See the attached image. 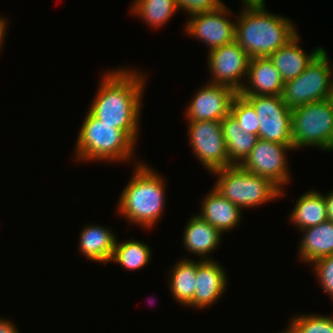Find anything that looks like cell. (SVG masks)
I'll return each mask as SVG.
<instances>
[{
  "label": "cell",
  "instance_id": "7c38bea8",
  "mask_svg": "<svg viewBox=\"0 0 333 333\" xmlns=\"http://www.w3.org/2000/svg\"><path fill=\"white\" fill-rule=\"evenodd\" d=\"M207 54V68L212 77L208 83L227 85L239 92L245 83L250 60L246 52L233 41Z\"/></svg>",
  "mask_w": 333,
  "mask_h": 333
},
{
  "label": "cell",
  "instance_id": "83f0119b",
  "mask_svg": "<svg viewBox=\"0 0 333 333\" xmlns=\"http://www.w3.org/2000/svg\"><path fill=\"white\" fill-rule=\"evenodd\" d=\"M311 271L316 276L315 278L318 280L325 295L328 294V297L333 300V254L313 262Z\"/></svg>",
  "mask_w": 333,
  "mask_h": 333
},
{
  "label": "cell",
  "instance_id": "cb8c5ba5",
  "mask_svg": "<svg viewBox=\"0 0 333 333\" xmlns=\"http://www.w3.org/2000/svg\"><path fill=\"white\" fill-rule=\"evenodd\" d=\"M131 14L143 20L151 29L164 27L176 14L178 6L175 0H132ZM133 4V5H132Z\"/></svg>",
  "mask_w": 333,
  "mask_h": 333
},
{
  "label": "cell",
  "instance_id": "5bb4252c",
  "mask_svg": "<svg viewBox=\"0 0 333 333\" xmlns=\"http://www.w3.org/2000/svg\"><path fill=\"white\" fill-rule=\"evenodd\" d=\"M225 270L216 259L197 260L196 289L186 308L203 310L217 304L227 291L228 275Z\"/></svg>",
  "mask_w": 333,
  "mask_h": 333
},
{
  "label": "cell",
  "instance_id": "30bf717a",
  "mask_svg": "<svg viewBox=\"0 0 333 333\" xmlns=\"http://www.w3.org/2000/svg\"><path fill=\"white\" fill-rule=\"evenodd\" d=\"M254 107L259 118V139L293 144L292 110L279 96H243Z\"/></svg>",
  "mask_w": 333,
  "mask_h": 333
},
{
  "label": "cell",
  "instance_id": "e0dca14e",
  "mask_svg": "<svg viewBox=\"0 0 333 333\" xmlns=\"http://www.w3.org/2000/svg\"><path fill=\"white\" fill-rule=\"evenodd\" d=\"M200 204V212L196 214L222 234L234 230L241 224L243 210L224 198L213 187Z\"/></svg>",
  "mask_w": 333,
  "mask_h": 333
},
{
  "label": "cell",
  "instance_id": "8fae6325",
  "mask_svg": "<svg viewBox=\"0 0 333 333\" xmlns=\"http://www.w3.org/2000/svg\"><path fill=\"white\" fill-rule=\"evenodd\" d=\"M231 14L232 11L223 4L216 10L191 15L183 25L185 34L207 45L208 52L232 43L235 41L236 21L231 19Z\"/></svg>",
  "mask_w": 333,
  "mask_h": 333
},
{
  "label": "cell",
  "instance_id": "7402d4cb",
  "mask_svg": "<svg viewBox=\"0 0 333 333\" xmlns=\"http://www.w3.org/2000/svg\"><path fill=\"white\" fill-rule=\"evenodd\" d=\"M221 127L229 162L232 165H241L250 155L258 136L242 131L231 113L221 120Z\"/></svg>",
  "mask_w": 333,
  "mask_h": 333
},
{
  "label": "cell",
  "instance_id": "f1b7e54d",
  "mask_svg": "<svg viewBox=\"0 0 333 333\" xmlns=\"http://www.w3.org/2000/svg\"><path fill=\"white\" fill-rule=\"evenodd\" d=\"M179 11H184L187 16L198 13L210 12L223 5L222 0H175Z\"/></svg>",
  "mask_w": 333,
  "mask_h": 333
},
{
  "label": "cell",
  "instance_id": "52a82bcc",
  "mask_svg": "<svg viewBox=\"0 0 333 333\" xmlns=\"http://www.w3.org/2000/svg\"><path fill=\"white\" fill-rule=\"evenodd\" d=\"M325 48L295 79L284 82L282 98L291 110L328 99L333 87V63Z\"/></svg>",
  "mask_w": 333,
  "mask_h": 333
},
{
  "label": "cell",
  "instance_id": "f546056e",
  "mask_svg": "<svg viewBox=\"0 0 333 333\" xmlns=\"http://www.w3.org/2000/svg\"><path fill=\"white\" fill-rule=\"evenodd\" d=\"M13 320L0 317V333H21Z\"/></svg>",
  "mask_w": 333,
  "mask_h": 333
},
{
  "label": "cell",
  "instance_id": "9a60e30c",
  "mask_svg": "<svg viewBox=\"0 0 333 333\" xmlns=\"http://www.w3.org/2000/svg\"><path fill=\"white\" fill-rule=\"evenodd\" d=\"M284 81L280 72L269 57L251 58L243 87L238 92L242 96L282 95Z\"/></svg>",
  "mask_w": 333,
  "mask_h": 333
},
{
  "label": "cell",
  "instance_id": "ffe728a7",
  "mask_svg": "<svg viewBox=\"0 0 333 333\" xmlns=\"http://www.w3.org/2000/svg\"><path fill=\"white\" fill-rule=\"evenodd\" d=\"M303 234L298 246V259L310 265L318 259L333 254V222L325 221L319 225L301 230Z\"/></svg>",
  "mask_w": 333,
  "mask_h": 333
},
{
  "label": "cell",
  "instance_id": "1f68e13d",
  "mask_svg": "<svg viewBox=\"0 0 333 333\" xmlns=\"http://www.w3.org/2000/svg\"><path fill=\"white\" fill-rule=\"evenodd\" d=\"M8 25V18L6 19L4 16L2 17V15H0V51L5 43L4 38H6L7 29H9Z\"/></svg>",
  "mask_w": 333,
  "mask_h": 333
},
{
  "label": "cell",
  "instance_id": "6da1fadb",
  "mask_svg": "<svg viewBox=\"0 0 333 333\" xmlns=\"http://www.w3.org/2000/svg\"><path fill=\"white\" fill-rule=\"evenodd\" d=\"M130 67L118 66L102 73L88 111L104 123L123 130L137 144L141 136L142 98L149 75Z\"/></svg>",
  "mask_w": 333,
  "mask_h": 333
},
{
  "label": "cell",
  "instance_id": "277c9868",
  "mask_svg": "<svg viewBox=\"0 0 333 333\" xmlns=\"http://www.w3.org/2000/svg\"><path fill=\"white\" fill-rule=\"evenodd\" d=\"M78 131L73 160L79 163L106 162L137 165L136 143L123 131L94 117L88 110ZM136 146V147H135ZM136 160V161H135Z\"/></svg>",
  "mask_w": 333,
  "mask_h": 333
},
{
  "label": "cell",
  "instance_id": "4fadbf2b",
  "mask_svg": "<svg viewBox=\"0 0 333 333\" xmlns=\"http://www.w3.org/2000/svg\"><path fill=\"white\" fill-rule=\"evenodd\" d=\"M237 94L230 86L207 83L194 93L183 116L186 121H221L230 113Z\"/></svg>",
  "mask_w": 333,
  "mask_h": 333
},
{
  "label": "cell",
  "instance_id": "4316f807",
  "mask_svg": "<svg viewBox=\"0 0 333 333\" xmlns=\"http://www.w3.org/2000/svg\"><path fill=\"white\" fill-rule=\"evenodd\" d=\"M230 113L235 117L244 132L259 138V118L253 105L239 93L233 99Z\"/></svg>",
  "mask_w": 333,
  "mask_h": 333
},
{
  "label": "cell",
  "instance_id": "603a6c76",
  "mask_svg": "<svg viewBox=\"0 0 333 333\" xmlns=\"http://www.w3.org/2000/svg\"><path fill=\"white\" fill-rule=\"evenodd\" d=\"M169 273V292L174 300L184 307L187 306L194 297L196 289L197 261L182 257L171 267Z\"/></svg>",
  "mask_w": 333,
  "mask_h": 333
},
{
  "label": "cell",
  "instance_id": "ac0fdd59",
  "mask_svg": "<svg viewBox=\"0 0 333 333\" xmlns=\"http://www.w3.org/2000/svg\"><path fill=\"white\" fill-rule=\"evenodd\" d=\"M113 228L99 224L83 226L79 233L78 250L89 261L107 265L112 257L117 236Z\"/></svg>",
  "mask_w": 333,
  "mask_h": 333
},
{
  "label": "cell",
  "instance_id": "44dd1931",
  "mask_svg": "<svg viewBox=\"0 0 333 333\" xmlns=\"http://www.w3.org/2000/svg\"><path fill=\"white\" fill-rule=\"evenodd\" d=\"M289 215V222L299 232L327 221V209L323 193L314 189L303 193L296 200Z\"/></svg>",
  "mask_w": 333,
  "mask_h": 333
},
{
  "label": "cell",
  "instance_id": "3957f363",
  "mask_svg": "<svg viewBox=\"0 0 333 333\" xmlns=\"http://www.w3.org/2000/svg\"><path fill=\"white\" fill-rule=\"evenodd\" d=\"M267 6H244L234 16L235 41L248 57H268L299 32L290 18L268 12Z\"/></svg>",
  "mask_w": 333,
  "mask_h": 333
},
{
  "label": "cell",
  "instance_id": "5b68a950",
  "mask_svg": "<svg viewBox=\"0 0 333 333\" xmlns=\"http://www.w3.org/2000/svg\"><path fill=\"white\" fill-rule=\"evenodd\" d=\"M210 174L217 179L213 188L241 210L281 199V190L268 178L250 173L241 165L227 166Z\"/></svg>",
  "mask_w": 333,
  "mask_h": 333
},
{
  "label": "cell",
  "instance_id": "7a4b0ae2",
  "mask_svg": "<svg viewBox=\"0 0 333 333\" xmlns=\"http://www.w3.org/2000/svg\"><path fill=\"white\" fill-rule=\"evenodd\" d=\"M132 177L119 195L117 213L127 225L150 230L160 221L166 207V179L142 161L134 165Z\"/></svg>",
  "mask_w": 333,
  "mask_h": 333
},
{
  "label": "cell",
  "instance_id": "2e32d148",
  "mask_svg": "<svg viewBox=\"0 0 333 333\" xmlns=\"http://www.w3.org/2000/svg\"><path fill=\"white\" fill-rule=\"evenodd\" d=\"M182 237L183 246L187 252L199 256L200 260L201 258L213 260L210 255L219 248L223 235L198 214H194L187 221Z\"/></svg>",
  "mask_w": 333,
  "mask_h": 333
},
{
  "label": "cell",
  "instance_id": "9c48e42d",
  "mask_svg": "<svg viewBox=\"0 0 333 333\" xmlns=\"http://www.w3.org/2000/svg\"><path fill=\"white\" fill-rule=\"evenodd\" d=\"M189 146L208 172L231 166L221 121H186Z\"/></svg>",
  "mask_w": 333,
  "mask_h": 333
},
{
  "label": "cell",
  "instance_id": "d6986e66",
  "mask_svg": "<svg viewBox=\"0 0 333 333\" xmlns=\"http://www.w3.org/2000/svg\"><path fill=\"white\" fill-rule=\"evenodd\" d=\"M300 41V35L297 34L285 46L280 47L268 56L280 72L284 82L295 79L300 75L324 49L318 46L307 53L300 46Z\"/></svg>",
  "mask_w": 333,
  "mask_h": 333
},
{
  "label": "cell",
  "instance_id": "d4e9b609",
  "mask_svg": "<svg viewBox=\"0 0 333 333\" xmlns=\"http://www.w3.org/2000/svg\"><path fill=\"white\" fill-rule=\"evenodd\" d=\"M151 247L140 240H124L115 243L114 251L109 262L119 264L122 268L128 271L141 270L152 259L153 251ZM152 251V252H151Z\"/></svg>",
  "mask_w": 333,
  "mask_h": 333
},
{
  "label": "cell",
  "instance_id": "4dcf8cb0",
  "mask_svg": "<svg viewBox=\"0 0 333 333\" xmlns=\"http://www.w3.org/2000/svg\"><path fill=\"white\" fill-rule=\"evenodd\" d=\"M327 209V219L333 222V189L328 194H323Z\"/></svg>",
  "mask_w": 333,
  "mask_h": 333
},
{
  "label": "cell",
  "instance_id": "484cf974",
  "mask_svg": "<svg viewBox=\"0 0 333 333\" xmlns=\"http://www.w3.org/2000/svg\"><path fill=\"white\" fill-rule=\"evenodd\" d=\"M297 315V316H296ZM288 322L286 333H333V315L296 314Z\"/></svg>",
  "mask_w": 333,
  "mask_h": 333
},
{
  "label": "cell",
  "instance_id": "836d02e7",
  "mask_svg": "<svg viewBox=\"0 0 333 333\" xmlns=\"http://www.w3.org/2000/svg\"><path fill=\"white\" fill-rule=\"evenodd\" d=\"M152 299V298H151ZM154 299V298H153ZM153 299L152 300H149V298H148V300H149V302L148 303H151L152 304V302H153V304H154V301H153Z\"/></svg>",
  "mask_w": 333,
  "mask_h": 333
},
{
  "label": "cell",
  "instance_id": "d6a6232c",
  "mask_svg": "<svg viewBox=\"0 0 333 333\" xmlns=\"http://www.w3.org/2000/svg\"><path fill=\"white\" fill-rule=\"evenodd\" d=\"M328 100L330 101V103L332 105V108H333V87H332V90L329 93Z\"/></svg>",
  "mask_w": 333,
  "mask_h": 333
},
{
  "label": "cell",
  "instance_id": "8992f818",
  "mask_svg": "<svg viewBox=\"0 0 333 333\" xmlns=\"http://www.w3.org/2000/svg\"><path fill=\"white\" fill-rule=\"evenodd\" d=\"M293 149L333 152V108L328 99L292 109Z\"/></svg>",
  "mask_w": 333,
  "mask_h": 333
},
{
  "label": "cell",
  "instance_id": "ba28073f",
  "mask_svg": "<svg viewBox=\"0 0 333 333\" xmlns=\"http://www.w3.org/2000/svg\"><path fill=\"white\" fill-rule=\"evenodd\" d=\"M293 150V144L258 139L241 166L250 173L268 178L281 190V198H284L286 193L283 189L292 180L286 154Z\"/></svg>",
  "mask_w": 333,
  "mask_h": 333
}]
</instances>
